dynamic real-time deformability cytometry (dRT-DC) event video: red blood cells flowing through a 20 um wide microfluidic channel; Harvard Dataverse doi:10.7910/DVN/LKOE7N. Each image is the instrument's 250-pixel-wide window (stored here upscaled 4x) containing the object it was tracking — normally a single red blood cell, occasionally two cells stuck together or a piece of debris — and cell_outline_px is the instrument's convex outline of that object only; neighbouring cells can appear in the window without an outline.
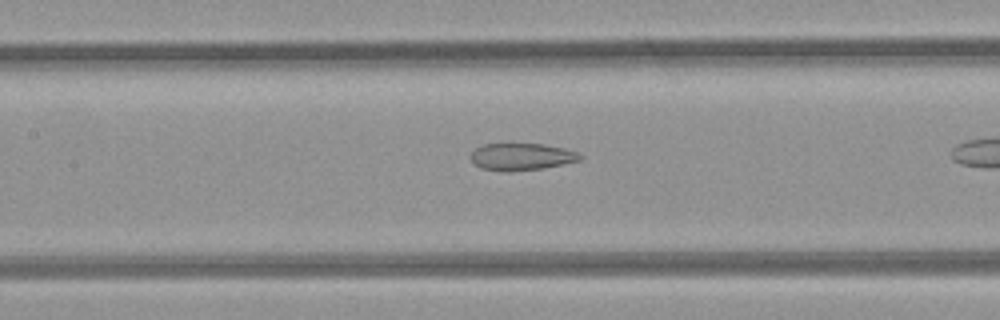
{"species": "common noctule bat (a hibernating species)", "species_latin": "Nyctalus noctula", "temperature_condition": "room temperature", "stored_images_in_passage": 24, "camera_frame_rate_fps": 3000, "um_per_image_px": 0.085, "animal": {"sex": "female", "body_mass_g": 21.9}, "frame": {"image": 1, "passage_image": 14, "time_ms": 4.333, "image_size_px": [1000, 320], "cell_outline_px": [[584, 156], [580, 160], [564, 164], [544, 168], [512, 172], [504, 172], [480, 168], [468, 156], [476, 148], [484, 144], [508, 140], [544, 144], [564, 148], [576, 152]], "centroid_in_image_um": [44.29, 13.28], "position_along_channel_um": 163.1, "area_um2": 18.26}}
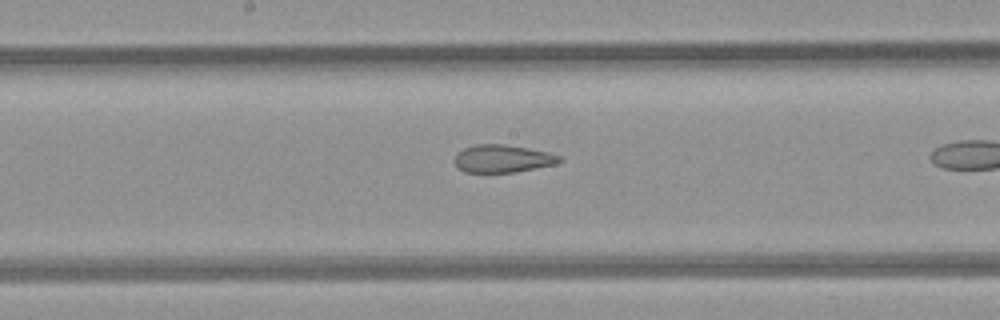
{"frame": {"image": 2, "passage_image": 17, "time_ms": 5.333, "image_size_px": [1000, 320], "cell_outline_px": [[560, 160], [556, 164], [516, 172], [464, 172], [456, 168], [452, 160], [456, 152], [464, 148], [476, 144], [504, 144], [528, 148], [548, 152], [560, 156]], "centroid_in_image_um": [42.64, 13.48], "position_along_channel_um": 205.6, "area_um2": 17.11}}